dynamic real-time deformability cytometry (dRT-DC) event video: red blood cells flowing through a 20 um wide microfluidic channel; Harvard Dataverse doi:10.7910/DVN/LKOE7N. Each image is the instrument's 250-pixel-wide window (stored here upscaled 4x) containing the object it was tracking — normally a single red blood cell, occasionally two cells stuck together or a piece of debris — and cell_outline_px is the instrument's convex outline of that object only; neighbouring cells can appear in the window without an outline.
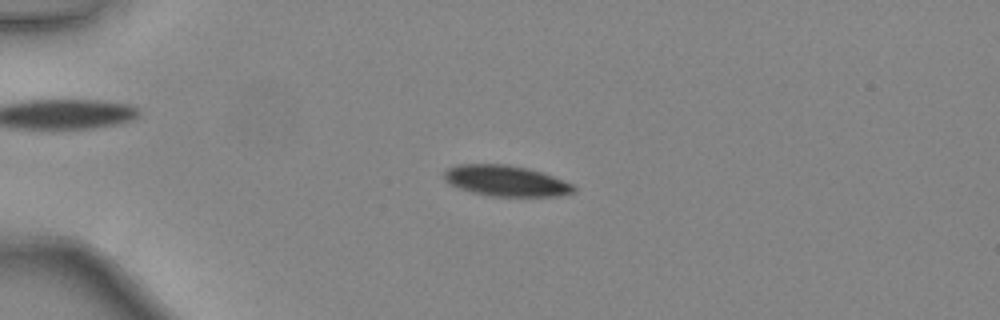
{"species": "common noctule bat (a hibernating species)", "species_latin": "Nyctalus noctula", "temperature_condition": "warm", "stored_images_in_passage": 48, "camera_frame_rate_fps": 3000, "um_per_image_px": 0.085, "animal": {"sex": "female", "body_mass_g": 24.6, "forearm_length_mm": 56.2}, "frame": {"image": 1, "passage_image": 13, "time_ms": 4.0, "image_size_px": [1000, 320], "cell_outline_px": [[576, 192], [560, 196], [488, 196], [472, 192], [448, 184], [444, 180], [444, 172], [448, 168], [456, 164], [508, 164], [528, 168], [552, 176], [572, 184], [576, 188]], "centroid_in_image_um": [42.98, 15.37], "position_along_channel_um": 42.0, "area_um2": 23.35}}
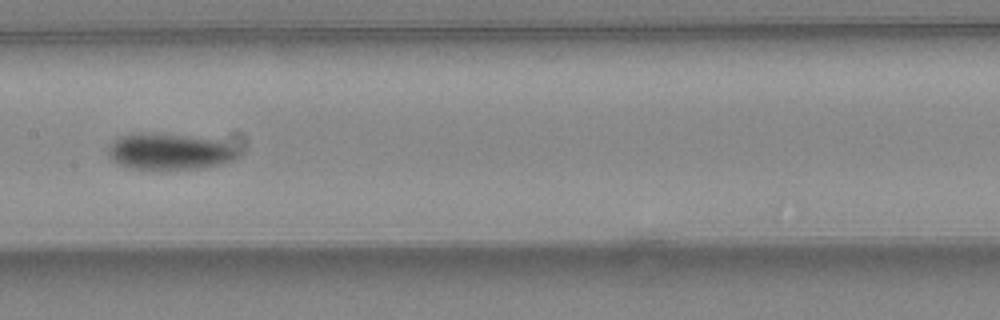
{"frame": {"image": 2, "passage_image": 26, "time_ms": 8.333, "image_size_px": [1000, 320], "cell_outline_px": [[240, 152], [236, 160], [204, 168], [160, 172], [128, 168], [112, 160], [108, 156], [108, 144], [120, 136], [140, 132], [184, 136], [216, 140]], "centroid_in_image_um": [14.33, 12.94], "position_along_channel_um": 193.1, "area_um2": 27.98}}
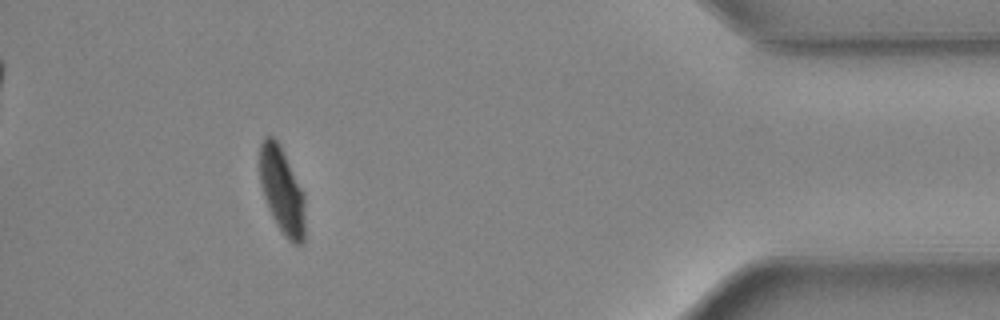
{"frame": {"image": 3, "passage_image": 44, "time_ms": 14.333, "image_size_px": [1000, 320], "cell_outline_px": [[304, 244], [292, 244], [284, 236], [272, 216], [264, 196], [260, 184], [260, 144], [264, 136], [272, 136], [280, 144], [304, 192]], "centroid_in_image_um": [23.97, 16.2], "position_along_channel_um": 411.2, "area_um2": 22.89}, "authors_computed_cell_mechanics": {"area_um2": 24.3049, "velocity_mm_per_s": 4.445, "shape_relaxation_time_tau1_ms": 2.4078, "shape_relaxation_time_tau2_ms": null, "deformation_change_tau1": 0.109, "deformation_change_tau2": null}}